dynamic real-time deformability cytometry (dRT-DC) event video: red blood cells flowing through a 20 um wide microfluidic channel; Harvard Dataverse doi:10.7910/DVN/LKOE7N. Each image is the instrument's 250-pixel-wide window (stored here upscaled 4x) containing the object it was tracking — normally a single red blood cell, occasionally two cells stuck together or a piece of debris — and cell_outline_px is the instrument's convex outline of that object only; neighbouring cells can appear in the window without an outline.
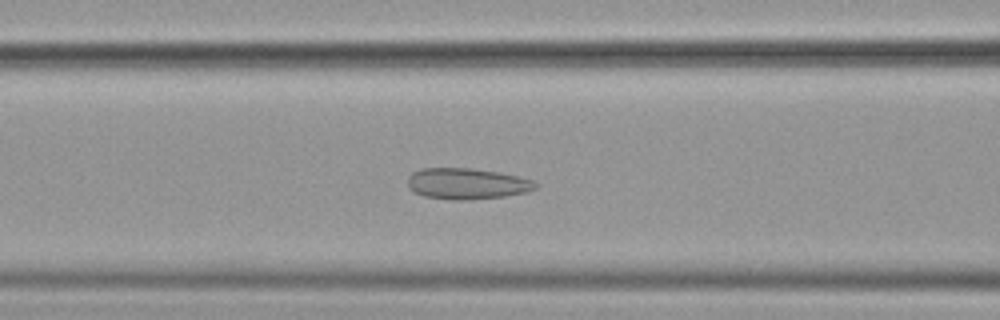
{"species": "common noctule bat (a hibernating species)", "species_latin": "Nyctalus noctula", "temperature_condition": "cold", "stored_images_in_passage": 56, "camera_frame_rate_fps": 3000, "um_per_image_px": 0.085, "animal": {"sex": "female", "body_mass_g": 19.9}, "frame": {"image": 1, "passage_image": 23, "time_ms": 7.333, "image_size_px": [1000, 320], "cell_outline_px": [[540, 184], [536, 188], [528, 192], [504, 196], [464, 200], [452, 200], [424, 196], [408, 188], [408, 176], [412, 172], [420, 168], [472, 168], [500, 172], [532, 180]], "centroid_in_image_um": [39.69, 15.6], "position_along_channel_um": 126.9, "area_um2": 23.24}}
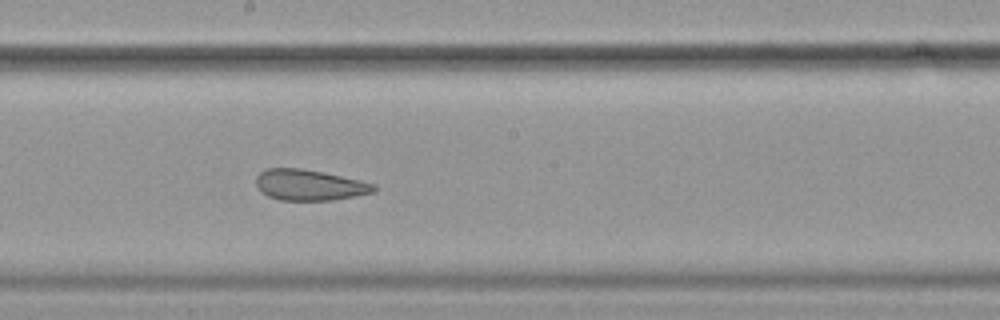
{"frame": {"image": 2, "passage_image": 31, "time_ms": 10.0, "image_size_px": [1000, 320], "cell_outline_px": [[380, 188], [376, 192], [332, 200], [280, 200], [268, 196], [260, 192], [256, 184], [256, 176], [260, 172], [268, 168], [300, 168], [324, 172], [360, 180], [376, 184]], "centroid_in_image_um": [26.33, 15.72], "position_along_channel_um": 221.9, "area_um2": 21.39}}
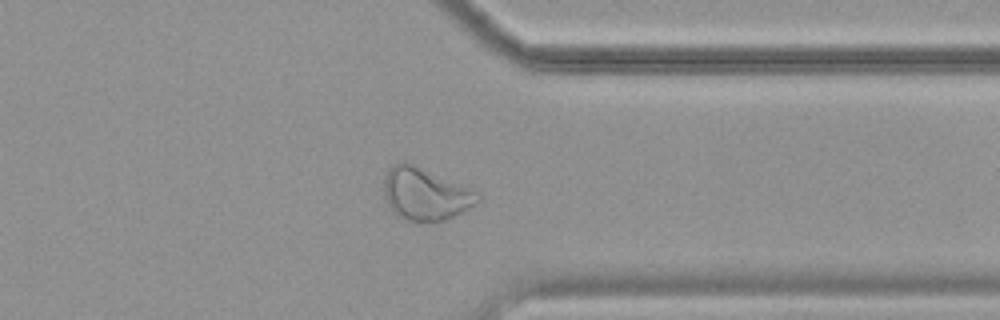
{"frame": {"image": 3, "passage_image": 44, "time_ms": 14.333, "image_size_px": [1000, 320], "cell_outline_px": [[480, 200], [476, 204], [444, 220], [404, 220], [396, 216], [392, 212], [388, 204], [384, 192], [384, 176], [388, 168], [392, 164], [400, 160], [404, 160], [480, 192]], "centroid_in_image_um": [36.12, 16.45], "position_along_channel_um": 375.3, "area_um2": 28.55}, "authors_computed_cell_mechanics": {"area_um2": 27.5128, "velocity_mm_per_s": 3.5718, "shape_relaxation_time_tau1_ms": null, "shape_relaxation_time_tau2_ms": 1.9069, "deformation_change_tau1": null, "deformation_change_tau2": 0.0792}}